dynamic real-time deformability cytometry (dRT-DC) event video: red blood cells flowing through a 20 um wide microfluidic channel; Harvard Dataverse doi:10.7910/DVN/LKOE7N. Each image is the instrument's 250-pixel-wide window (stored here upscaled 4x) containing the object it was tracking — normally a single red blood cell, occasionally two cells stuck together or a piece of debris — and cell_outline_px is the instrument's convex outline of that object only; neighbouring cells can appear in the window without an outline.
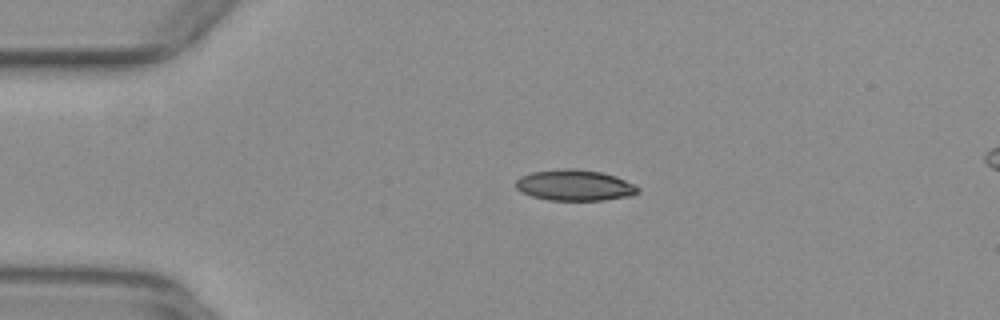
{"species": "common noctule bat (a hibernating species)", "species_latin": "Nyctalus noctula", "temperature_condition": "warm", "stored_images_in_passage": 42, "camera_frame_rate_fps": 3000, "um_per_image_px": 0.085, "animal": {"sex": "female", "body_mass_g": 29.2, "forearm_length_mm": 56.3}, "frame": {"image": 1, "passage_image": 1, "time_ms": 0.0, "image_size_px": [1000, 320], "cell_outline_px": [[640, 192], [632, 196], [604, 200], [548, 200], [532, 196], [520, 192], [516, 188], [516, 180], [520, 176], [532, 172], [560, 168], [572, 168], [600, 172], [616, 176], [636, 184], [640, 188]], "centroid_in_image_um": [48.87, 15.75], "position_along_channel_um": 36.1, "area_um2": 22.31}}
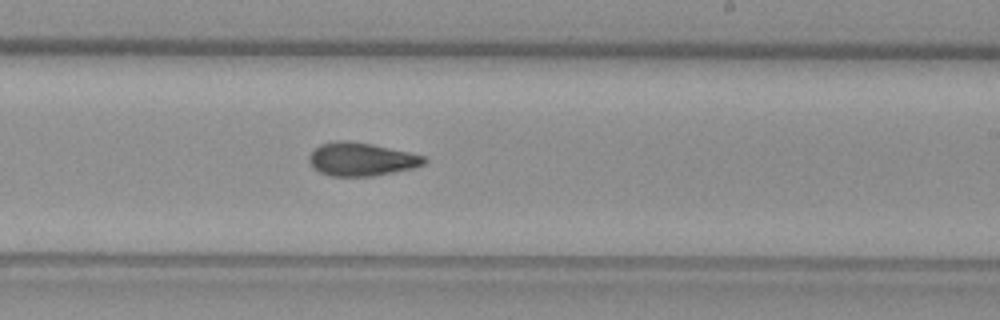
{"frame": {"image": 2, "passage_image": 21, "time_ms": 6.667, "image_size_px": [1000, 320], "cell_outline_px": [[428, 160], [424, 164], [412, 168], [372, 176], [328, 176], [312, 168], [308, 160], [308, 156], [320, 144], [336, 140], [348, 140], [372, 144], [408, 152], [424, 156]], "centroid_in_image_um": [30.67, 13.53], "position_along_channel_um": 258.3, "area_um2": 22.31}}
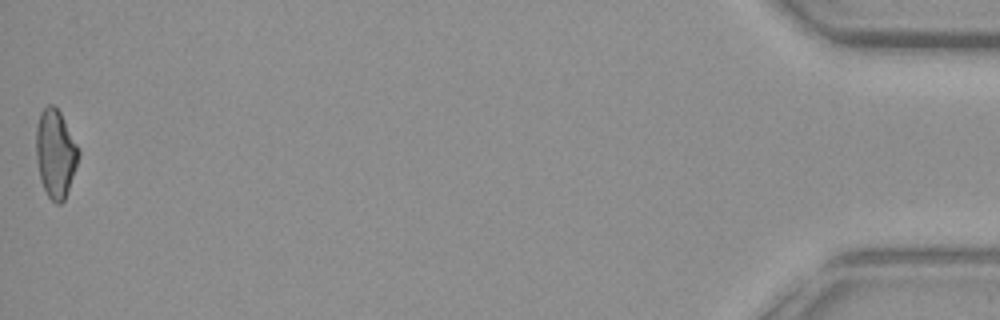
{"frame": {"image": 3, "passage_image": 42, "time_ms": 13.667, "image_size_px": [1000, 320], "cell_outline_px": [[80, 156], [64, 200], [60, 204], [56, 204], [48, 196], [40, 180], [36, 160], [36, 128], [40, 112], [48, 104], [52, 104], [60, 112], [80, 152]], "centroid_in_image_um": [4.7, 13.06], "position_along_channel_um": 430.5, "area_um2": 21.62}, "authors_computed_cell_mechanics": {"area_um2": 22.2241, "velocity_mm_per_s": 3.929, "shape_relaxation_time_tau1_ms": null, "shape_relaxation_time_tau2_ms": 2.7136, "deformation_change_tau1": null, "deformation_change_tau2": 0.0977}}